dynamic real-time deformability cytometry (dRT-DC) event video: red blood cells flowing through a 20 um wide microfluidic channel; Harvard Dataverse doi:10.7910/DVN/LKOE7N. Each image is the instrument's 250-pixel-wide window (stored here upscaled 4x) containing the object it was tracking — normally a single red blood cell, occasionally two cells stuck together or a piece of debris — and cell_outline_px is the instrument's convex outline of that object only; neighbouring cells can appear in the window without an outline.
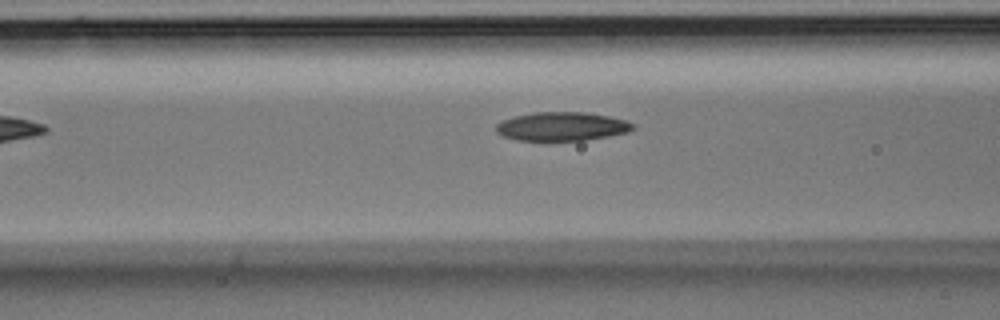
{"species": "Egyptian fruit bat (a non-hibernating species)", "species_latin": "Rousettus aegyptiacus", "temperature_condition": "room temperature", "stored_images_in_passage": 6, "segment_of_instrument_passage": [1, 2], "camera_frame_rate_fps": 3000, "um_per_image_px": 0.085, "animal": {"sex": "male"}, "frame": {"image": 1, "passage_image": 4, "time_ms": 1.0, "image_size_px": [1000, 320], "cell_outline_px": [[636, 128], [628, 132], [608, 136], [584, 140], [516, 140], [504, 136], [496, 132], [496, 124], [500, 120], [516, 116], [536, 112], [584, 112], [608, 116], [628, 120], [636, 124]], "centroid_in_image_um": [47.79, 10.74], "position_along_channel_um": 118.8, "area_um2": 22.95}}
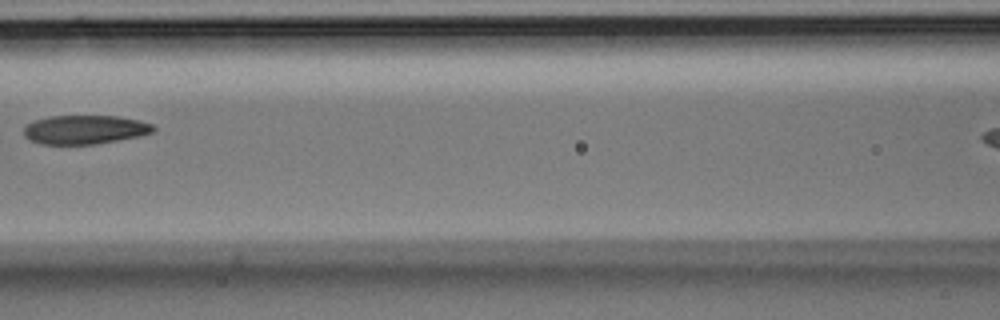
{"frame": {"image": 2, "passage_image": 5, "time_ms": 1.333, "image_size_px": [1000, 320], "cell_outline_px": [[156, 128], [152, 132], [140, 136], [96, 144], [40, 144], [28, 140], [24, 136], [24, 128], [28, 124], [36, 120], [48, 116], [116, 116], [140, 120], [152, 124]], "centroid_in_image_um": [7.21, 11.02], "position_along_channel_um": 159.4, "area_um2": 21.85}}